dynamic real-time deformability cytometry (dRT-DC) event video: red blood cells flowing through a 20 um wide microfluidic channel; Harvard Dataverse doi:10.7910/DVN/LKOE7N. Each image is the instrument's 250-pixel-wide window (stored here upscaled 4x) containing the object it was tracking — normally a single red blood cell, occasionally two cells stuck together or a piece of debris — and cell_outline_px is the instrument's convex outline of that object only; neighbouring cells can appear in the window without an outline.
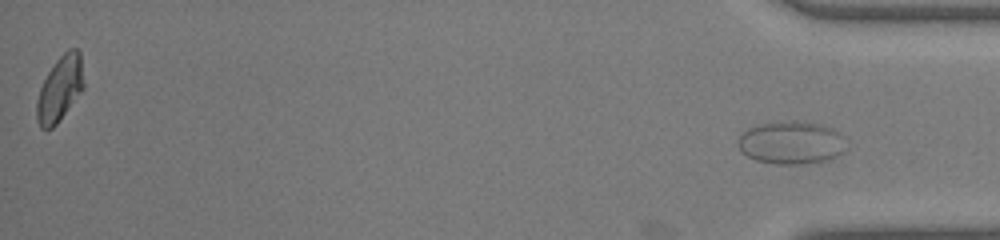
{"species": "common noctule bat (a hibernating species)", "species_latin": "Nyctalus noctula", "temperature_condition": "warm", "stored_images_in_passage": 41, "segment_of_instrument_passage": [2, 2], "camera_frame_rate_fps": 3000, "um_per_image_px": 0.085, "animal": {"sex": "male", "body_mass_g": 19.0, "forearm_length_mm": 50.8}, "frame": {"image": 1, "passage_image": 41, "time_ms": 13.333, "image_size_px": [1000, 240], "cell_outline_px": [[844, 152], [828, 160], [800, 164], [776, 164], [756, 160], [740, 152], [736, 144], [736, 140], [748, 128], [756, 124], [792, 120], [800, 120], [820, 124], [832, 128], [840, 132], [844, 136]], "centroid_in_image_um": [67.23, 12.11], "position_along_channel_um": 368.0, "area_um2": 27.46}}